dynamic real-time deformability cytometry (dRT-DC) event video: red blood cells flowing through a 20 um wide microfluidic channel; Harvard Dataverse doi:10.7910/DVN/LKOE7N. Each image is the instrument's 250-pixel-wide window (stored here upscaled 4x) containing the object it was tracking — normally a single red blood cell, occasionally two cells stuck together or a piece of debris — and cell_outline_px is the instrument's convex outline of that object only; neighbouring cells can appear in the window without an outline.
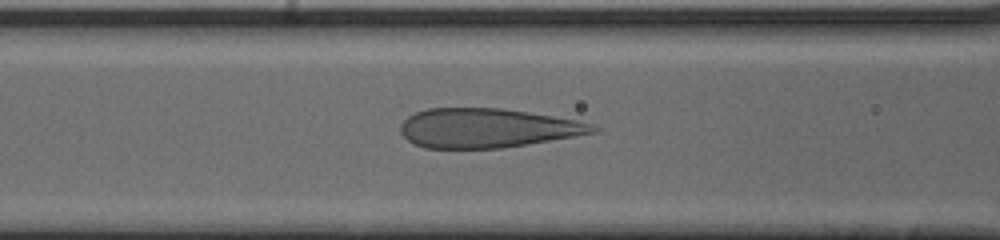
{"species": "human", "species_latin": "Homo sapiens", "temperature_condition": "cold", "stored_images_in_passage": 47, "camera_frame_rate_fps": 3000, "um_per_image_px": 0.085, "donor": {"sex": "male"}, "frame": {"image": 1, "passage_image": 18, "time_ms": 5.667, "image_size_px": [1000, 240], "cell_outline_px": [[600, 128], [596, 132], [576, 136], [504, 148], [424, 148], [412, 144], [400, 132], [400, 124], [408, 116], [416, 112], [428, 108], [500, 108], [528, 112], [576, 120], [592, 124]], "centroid_in_image_um": [41.38, 10.89], "position_along_channel_um": 125.2, "area_um2": 44.04}}
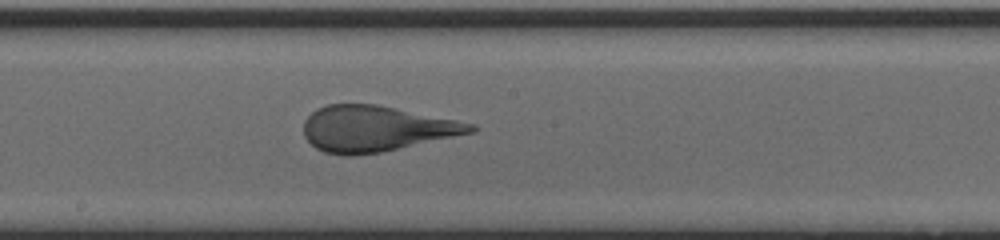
{"frame": {"image": 2, "passage_image": 25, "time_ms": 8.0, "image_size_px": [1000, 240], "cell_outline_px": [[476, 132], [380, 152], [352, 156], [344, 156], [324, 152], [316, 148], [304, 136], [304, 120], [316, 108], [328, 104], [376, 104], [476, 124]], "centroid_in_image_um": [31.94, 10.94], "position_along_channel_um": 216.3, "area_um2": 44.39}}
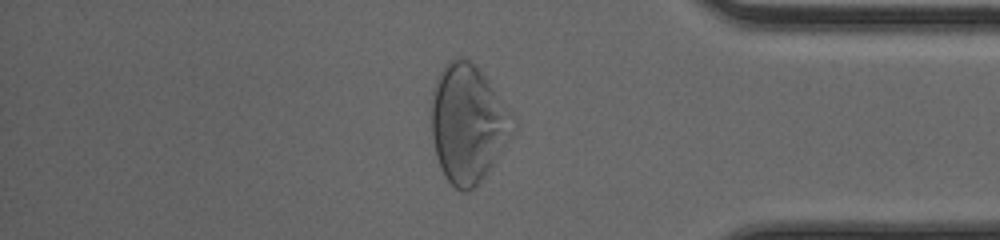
{"frame": {"image": 3, "passage_image": 40, "time_ms": 13.0, "image_size_px": [1000, 240], "cell_outline_px": [[512, 116], [500, 152], [488, 172], [468, 192], [460, 192], [444, 176], [440, 168], [436, 156], [432, 136], [432, 92], [436, 80], [444, 64], [448, 60], [456, 56], [460, 56], [476, 64]], "centroid_in_image_um": [39.66, 10.48], "position_along_channel_um": 395.5, "area_um2": 54.45}}